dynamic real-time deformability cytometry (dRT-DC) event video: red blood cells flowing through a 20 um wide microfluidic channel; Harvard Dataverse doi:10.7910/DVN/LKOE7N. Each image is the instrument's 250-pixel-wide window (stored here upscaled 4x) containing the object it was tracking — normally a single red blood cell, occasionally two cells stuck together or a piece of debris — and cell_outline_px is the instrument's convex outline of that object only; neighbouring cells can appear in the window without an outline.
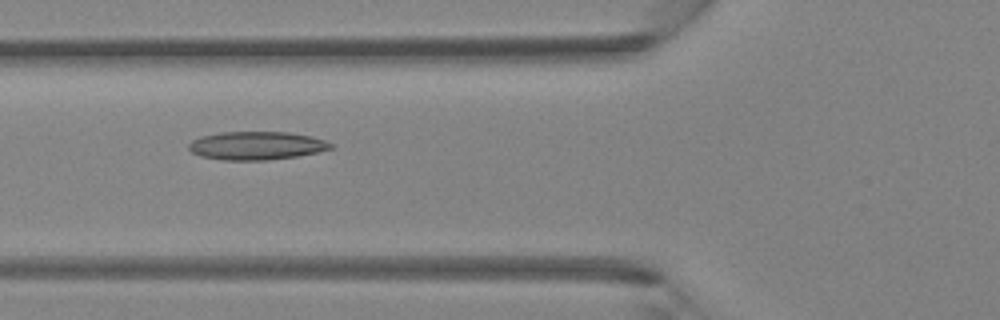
{"species": "Egyptian fruit bat (a non-hibernating species)", "species_latin": "Rousettus aegyptiacus", "temperature_condition": "room temperature", "stored_images_in_passage": 2, "camera_frame_rate_fps": 3000, "um_per_image_px": 0.085, "animal": {"sex": "female"}, "frame": {"image": 1, "passage_image": 2, "time_ms": 0.333, "image_size_px": [1000, 320], "cell_outline_px": [[336, 144], [332, 148], [316, 152], [296, 156], [268, 160], [224, 160], [200, 156], [192, 152], [188, 148], [188, 144], [192, 140], [200, 136], [220, 132], [288, 132], [312, 136]], "centroid_in_image_um": [21.79, 12.37], "position_along_channel_um": 104.0, "area_um2": 23.47}}